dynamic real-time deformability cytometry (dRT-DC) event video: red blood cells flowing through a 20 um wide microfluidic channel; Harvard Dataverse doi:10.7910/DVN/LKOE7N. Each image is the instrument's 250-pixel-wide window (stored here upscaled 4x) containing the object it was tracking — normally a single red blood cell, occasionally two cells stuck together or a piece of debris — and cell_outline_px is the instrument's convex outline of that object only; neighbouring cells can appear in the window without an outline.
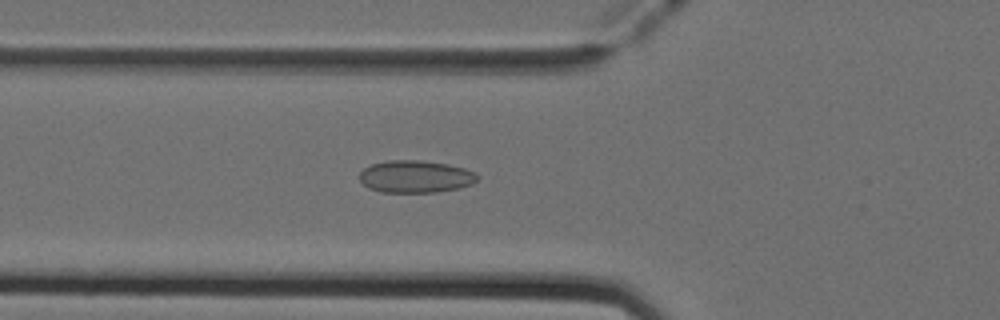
{"species": "Egyptian fruit bat (a non-hibernating species)", "species_latin": "Rousettus aegyptiacus", "temperature_condition": "cold", "stored_images_in_passage": 49, "camera_frame_rate_fps": 3000, "um_per_image_px": 0.085, "animal": {"sex": "female"}, "frame": {"image": 1, "passage_image": 17, "time_ms": 5.333, "image_size_px": [1000, 320], "cell_outline_px": [[480, 176], [472, 184], [460, 188], [436, 192], [380, 192], [368, 188], [360, 180], [360, 172], [364, 168], [372, 164], [388, 160], [420, 160], [448, 164], [464, 168], [476, 172]], "centroid_in_image_um": [35.34, 15.01], "position_along_channel_um": 90.5, "area_um2": 22.31}}
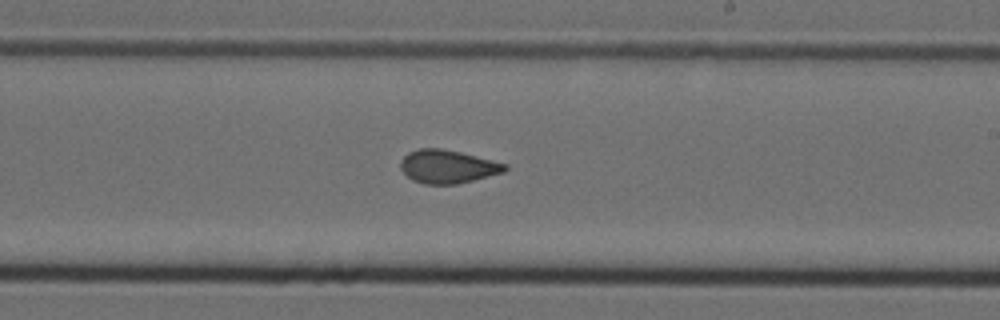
{"frame": {"image": 2, "passage_image": 29, "time_ms": 9.333, "image_size_px": [1000, 320], "cell_outline_px": [[508, 168], [504, 172], [456, 184], [424, 184], [412, 180], [400, 168], [400, 160], [408, 152], [420, 148], [440, 148], [460, 152], [508, 164]], "centroid_in_image_um": [38.03, 14.15], "position_along_channel_um": 251.0, "area_um2": 20.17}}
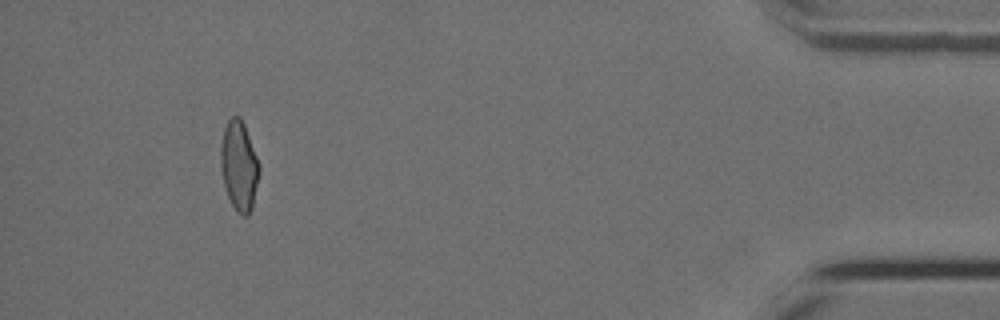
{"frame": {"image": 3, "passage_image": 46, "time_ms": 15.0, "image_size_px": [1000, 320], "cell_outline_px": [[260, 172], [252, 208], [248, 216], [240, 216], [236, 212], [228, 196], [224, 184], [220, 168], [220, 144], [224, 128], [228, 120], [232, 116], [240, 116], [244, 124], [260, 164]], "centroid_in_image_um": [20.32, 14.1], "position_along_channel_um": 414.9, "area_um2": 20.4}, "authors_computed_cell_mechanics": {"area_um2": 20.519, "velocity_mm_per_s": 3.9942, "shape_relaxation_time_tau1_ms": null, "shape_relaxation_time_tau2_ms": 1.2889, "deformation_change_tau1": null, "deformation_change_tau2": 0.074}}